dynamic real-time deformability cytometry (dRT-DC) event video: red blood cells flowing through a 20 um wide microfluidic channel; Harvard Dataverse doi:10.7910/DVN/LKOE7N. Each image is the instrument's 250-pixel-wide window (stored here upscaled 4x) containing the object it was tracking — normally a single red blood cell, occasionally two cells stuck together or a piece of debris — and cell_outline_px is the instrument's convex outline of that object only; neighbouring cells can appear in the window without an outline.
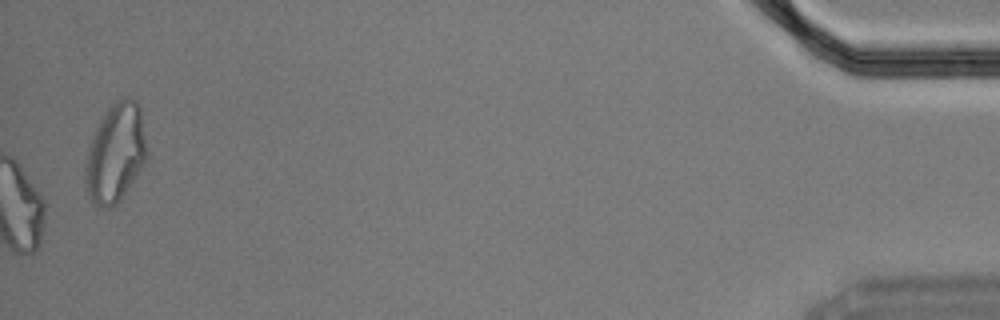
{"species": "Egyptian fruit bat (a non-hibernating species)", "species_latin": "Rousettus aegyptiacus", "temperature_condition": "cold", "stored_images_in_passage": 57, "segment_of_instrument_passage": [2, 2], "camera_frame_rate_fps": 3000, "um_per_image_px": 0.085, "animal": {"sex": "male"}, "frame": {"image": 1, "passage_image": 57, "time_ms": 18.667, "image_size_px": [1000, 320], "cell_outline_px": [[148, 160], [120, 200], [116, 204], [108, 208], [104, 208], [92, 204], [84, 188], [84, 168], [88, 148], [92, 136], [104, 112], [120, 96], [128, 96], [136, 100], [140, 104], [148, 152]], "centroid_in_image_um": [9.82, 13.0], "position_along_channel_um": 425.4, "area_um2": 36.36}}